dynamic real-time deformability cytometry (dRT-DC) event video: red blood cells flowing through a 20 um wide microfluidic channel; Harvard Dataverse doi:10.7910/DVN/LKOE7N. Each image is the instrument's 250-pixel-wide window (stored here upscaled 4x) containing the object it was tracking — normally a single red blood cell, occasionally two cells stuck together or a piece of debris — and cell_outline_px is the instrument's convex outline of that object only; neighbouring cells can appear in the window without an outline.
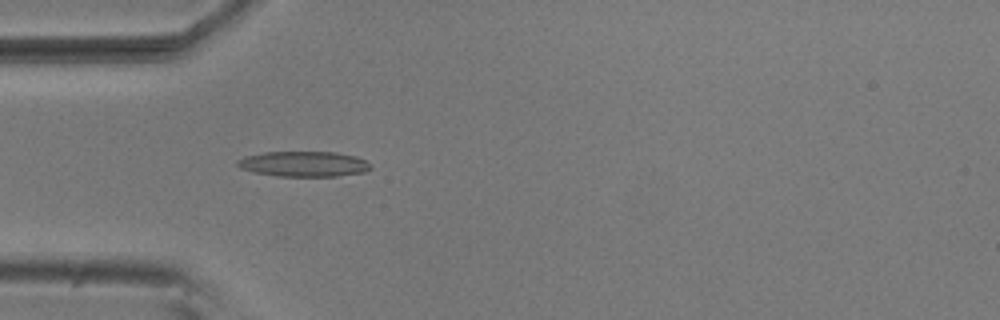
{"species": "common noctule bat (a hibernating species)", "species_latin": "Nyctalus noctula", "temperature_condition": "room temperature", "stored_images_in_passage": 4, "camera_frame_rate_fps": 3000, "um_per_image_px": 0.085, "animal": {"sex": "male", "body_mass_g": 20.5, "forearm_length_mm": 52.5}, "frame": {"image": 1, "passage_image": 4, "time_ms": 1.0, "image_size_px": [1000, 320], "cell_outline_px": [[372, 168], [364, 172], [336, 176], [276, 176], [256, 172], [240, 168], [236, 164], [236, 160], [244, 156], [264, 152], [336, 152], [356, 156], [372, 164]], "centroid_in_image_um": [25.82, 13.93], "position_along_channel_um": 59.2, "area_um2": 19.71}}